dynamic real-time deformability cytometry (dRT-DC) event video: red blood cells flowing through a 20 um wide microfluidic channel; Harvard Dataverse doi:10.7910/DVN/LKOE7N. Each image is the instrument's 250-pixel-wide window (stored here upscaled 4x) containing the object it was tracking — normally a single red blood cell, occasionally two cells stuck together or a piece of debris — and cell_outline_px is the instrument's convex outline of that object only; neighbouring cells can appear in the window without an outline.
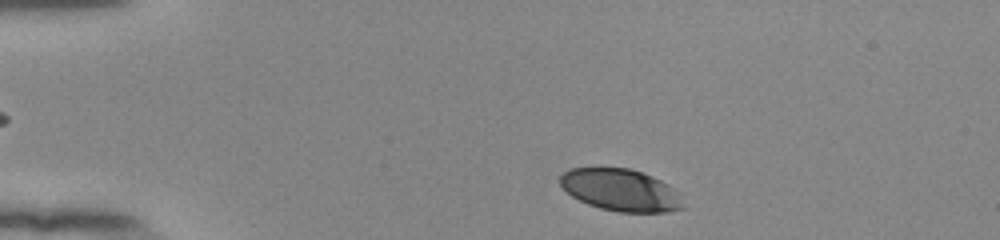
{"species": "human", "species_latin": "Homo sapiens", "temperature_condition": "room temperature", "stored_images_in_passage": 45, "camera_frame_rate_fps": 3000, "um_per_image_px": 0.085, "donor": {"sex": "female"}, "frame": {"image": 1, "passage_image": 2, "time_ms": 0.333, "image_size_px": [1000, 240], "cell_outline_px": [[684, 208], [664, 212], [620, 212], [600, 208], [588, 204], [572, 196], [560, 184], [560, 176], [564, 172], [572, 168], [632, 168], [652, 176], [676, 188], [680, 192]], "centroid_in_image_um": [52.8, 16.15], "position_along_channel_um": 32.2, "area_um2": 30.17}}
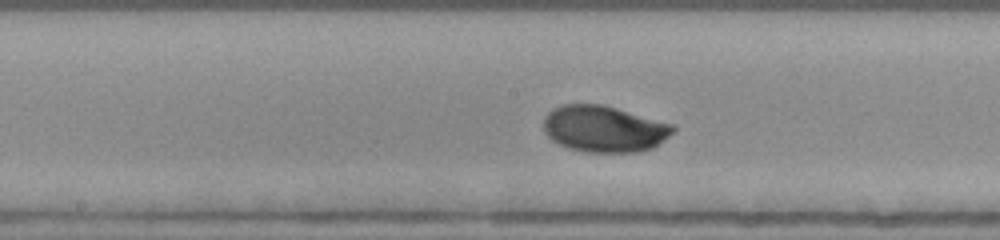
{"frame": {"image": 2, "passage_image": 20, "time_ms": 6.333, "image_size_px": [1000, 240], "cell_outline_px": [[676, 128], [668, 136], [652, 148], [636, 152], [588, 152], [568, 148], [552, 140], [544, 132], [544, 116], [552, 108], [564, 104], [604, 104], [676, 124]], "centroid_in_image_um": [51.36, 10.93], "position_along_channel_um": 196.8, "area_um2": 35.26}}
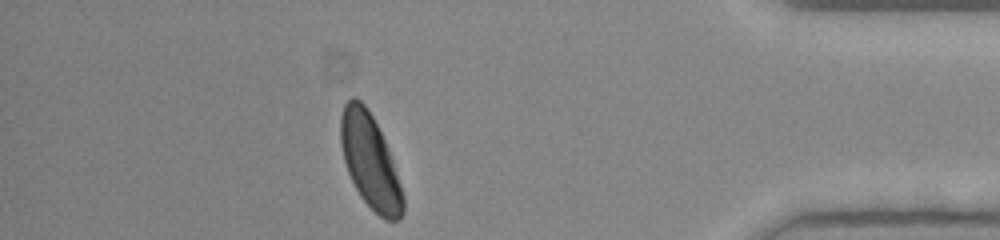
{"frame": {"image": 3, "passage_image": 39, "time_ms": 12.667, "image_size_px": [1000, 240], "cell_outline_px": [[404, 212], [400, 220], [384, 220], [360, 196], [348, 172], [344, 160], [340, 144], [340, 116], [344, 104], [352, 96], [356, 96], [368, 108], [384, 140], [392, 160], [404, 196]], "centroid_in_image_um": [31.44, 13.7], "position_along_channel_um": 403.8, "area_um2": 33.87}, "authors_computed_cell_mechanics": {"area_um2": 33.8708, "velocity_mm_per_s": 3.8459, "shape_relaxation_time_tau1_ms": 2.4086, "shape_relaxation_time_tau2_ms": null, "deformation_change_tau1": 0.1137, "deformation_change_tau2": null}}